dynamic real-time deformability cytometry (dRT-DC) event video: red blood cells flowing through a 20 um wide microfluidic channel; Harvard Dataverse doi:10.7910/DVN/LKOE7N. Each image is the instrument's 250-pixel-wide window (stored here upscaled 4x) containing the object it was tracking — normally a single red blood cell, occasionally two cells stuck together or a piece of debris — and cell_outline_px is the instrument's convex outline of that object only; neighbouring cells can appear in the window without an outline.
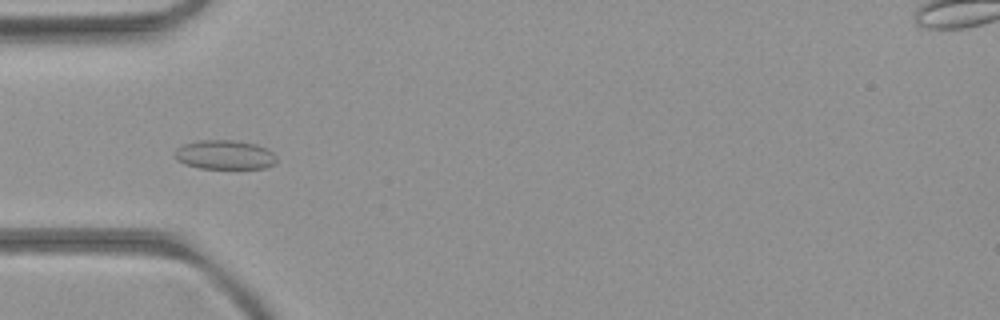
{"species": "common noctule bat (a hibernating species)", "species_latin": "Nyctalus noctula", "temperature_condition": "room temperature", "stored_images_in_passage": 6, "camera_frame_rate_fps": 3000, "um_per_image_px": 0.085, "animal": {"sex": "female", "body_mass_g": 21.9}, "frame": {"image": 1, "passage_image": 4, "time_ms": 4.333, "image_size_px": [1000, 320], "cell_outline_px": [[276, 164], [264, 168], [200, 168], [184, 164], [176, 160], [172, 156], [176, 148], [184, 144], [196, 140], [232, 140], [256, 144], [268, 148], [276, 156]], "centroid_in_image_um": [19.07, 13.15], "position_along_channel_um": 65.9, "area_um2": 17.57}}
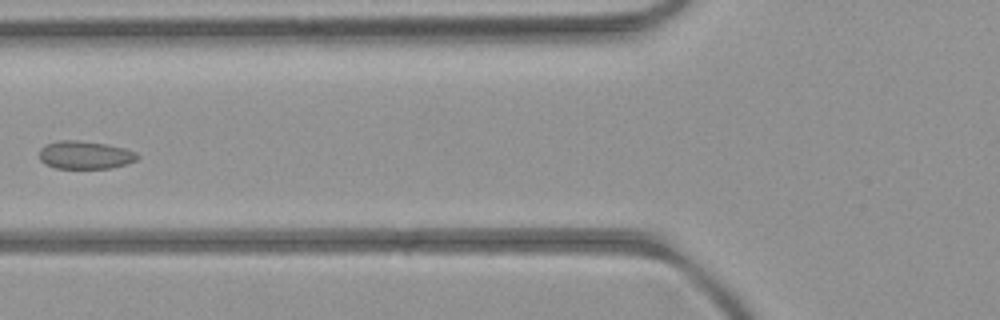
{"frame": {"image": 2, "passage_image": 5, "time_ms": 5.667, "image_size_px": [1000, 320], "cell_outline_px": [[140, 156], [136, 160], [112, 168], [56, 168], [44, 164], [40, 160], [40, 148], [44, 144], [60, 140], [76, 140], [104, 144], [124, 148], [136, 152]], "centroid_in_image_um": [7.2, 13.17], "position_along_channel_um": 118.6, "area_um2": 15.95}}
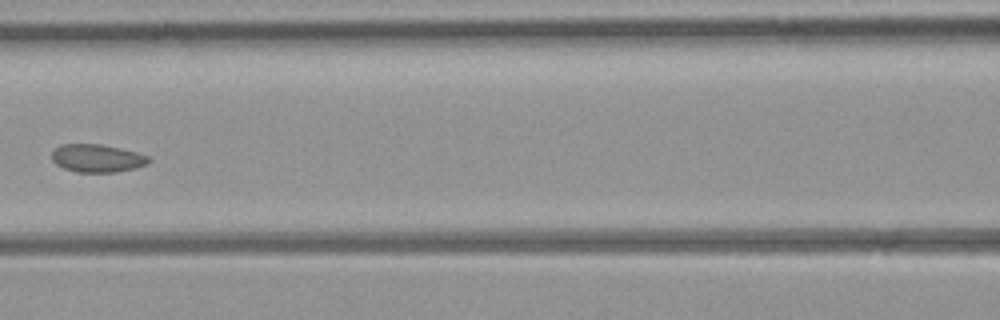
{"frame": {"image": 3, "passage_image": 6, "time_ms": 6.667, "image_size_px": [1000, 320], "cell_outline_px": [[152, 160], [148, 164], [136, 168], [116, 172], [76, 172], [64, 168], [56, 164], [52, 160], [52, 152], [60, 144], [100, 144], [120, 148], [136, 152], [148, 156]], "centroid_in_image_um": [8.27, 13.45], "position_along_channel_um": 158.3, "area_um2": 15.84}}